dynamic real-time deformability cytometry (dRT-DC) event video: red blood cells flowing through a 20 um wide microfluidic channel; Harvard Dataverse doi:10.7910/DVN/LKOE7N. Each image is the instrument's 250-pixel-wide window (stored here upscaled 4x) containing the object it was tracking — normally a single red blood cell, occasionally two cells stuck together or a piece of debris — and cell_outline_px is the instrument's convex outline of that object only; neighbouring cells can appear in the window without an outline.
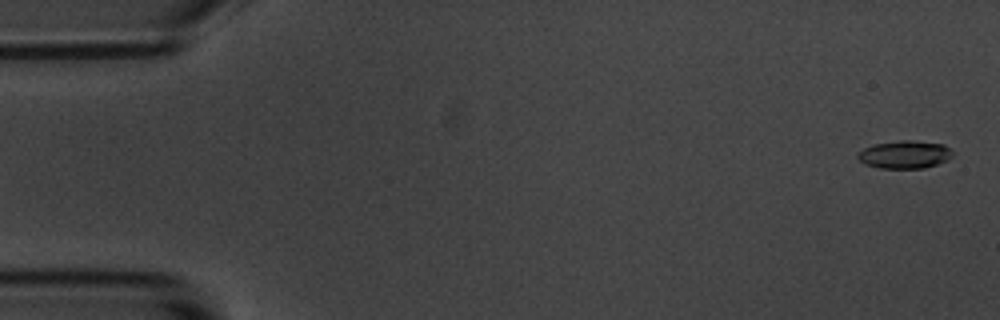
{"species": "common noctule bat (a hibernating species)", "species_latin": "Nyctalus noctula", "temperature_condition": "room temperature", "stored_images_in_passage": 54, "camera_frame_rate_fps": 3000, "um_per_image_px": 0.085, "animal": {"sex": "male", "body_mass_g": 20.1, "forearm_length_mm": 53.5}, "frame": {"image": 1, "passage_image": 2, "time_ms": 0.333, "image_size_px": [1000, 320], "cell_outline_px": [[952, 156], [948, 160], [924, 168], [880, 168], [864, 164], [856, 156], [856, 152], [872, 144], [900, 140], [912, 140], [944, 144], [952, 152]], "centroid_in_image_um": [76.86, 13.13], "position_along_channel_um": 8.1, "area_um2": 15.49}}
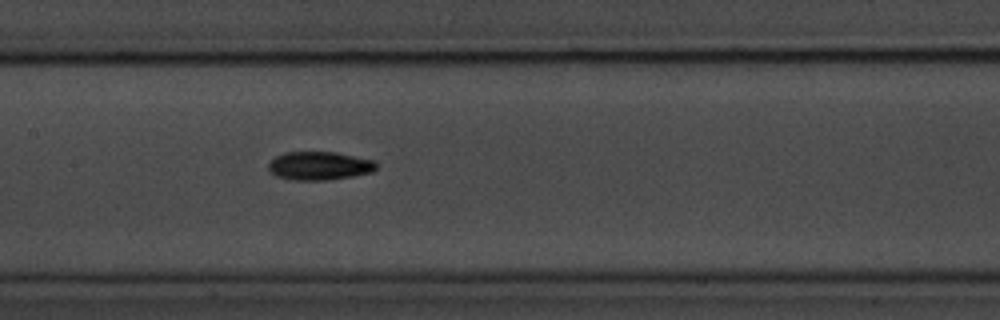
{"frame": {"image": 2, "passage_image": 28, "time_ms": 9.0, "image_size_px": [1000, 320], "cell_outline_px": [[376, 168], [372, 172], [352, 176], [328, 180], [292, 180], [276, 176], [268, 172], [268, 164], [276, 156], [284, 152], [336, 152], [376, 160]], "centroid_in_image_um": [27.13, 14.09], "position_along_channel_um": 180.3, "area_um2": 18.03}}
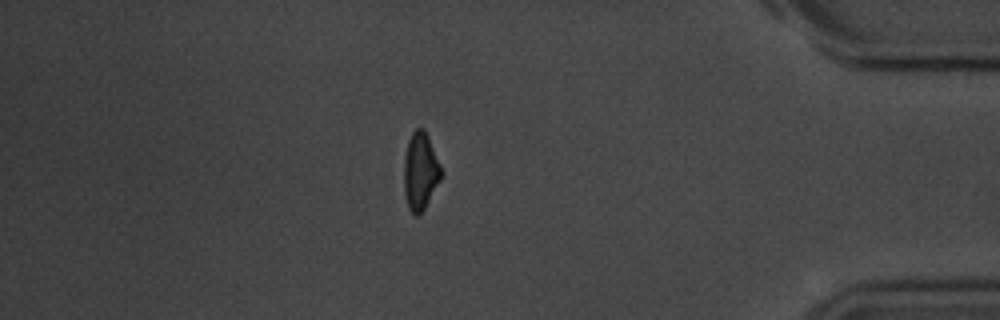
{"frame": {"image": 3, "passage_image": 50, "time_ms": 16.333, "image_size_px": [1000, 320], "cell_outline_px": [[440, 180], [424, 208], [416, 216], [408, 208], [404, 192], [404, 156], [408, 140], [412, 132], [416, 128], [424, 128], [428, 136], [440, 164]], "centroid_in_image_um": [35.7, 14.52], "position_along_channel_um": 399.5, "area_um2": 16.53}}